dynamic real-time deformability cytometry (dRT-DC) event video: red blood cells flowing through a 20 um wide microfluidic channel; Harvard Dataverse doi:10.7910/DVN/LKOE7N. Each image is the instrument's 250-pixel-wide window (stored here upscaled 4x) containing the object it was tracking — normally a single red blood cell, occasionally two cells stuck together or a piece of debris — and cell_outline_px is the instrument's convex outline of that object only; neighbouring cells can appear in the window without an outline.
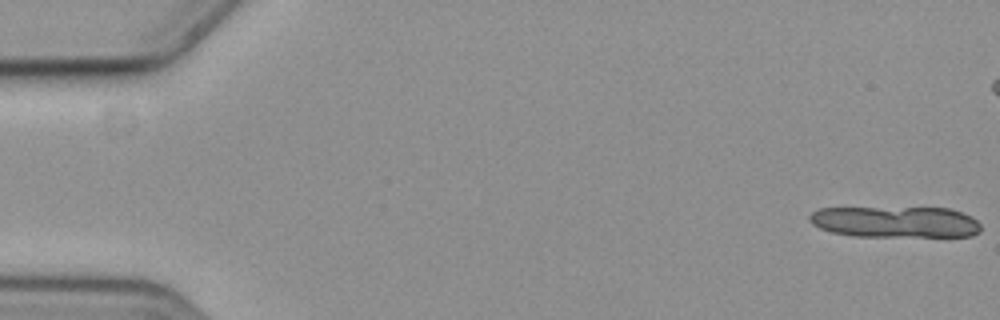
{"species": "common noctule bat (a hibernating species)", "species_latin": "Nyctalus noctula", "temperature_condition": "cold", "stored_images_in_passage": 12, "camera_frame_rate_fps": 3000, "um_per_image_px": 0.085, "animal": {"sex": "female", "body_mass_g": 19.3, "forearm_length_mm": 54.1}, "frame": {"image": 1, "passage_image": 1, "time_ms": 0.0, "image_size_px": [1000, 320], "cell_outline_px": [[980, 232], [972, 236], [852, 236], [832, 232], [820, 228], [812, 224], [808, 220], [808, 216], [812, 212], [820, 208], [948, 208], [972, 216], [980, 224]], "centroid_in_image_um": [76.1, 18.86], "position_along_channel_um": 8.9, "area_um2": 31.21}}